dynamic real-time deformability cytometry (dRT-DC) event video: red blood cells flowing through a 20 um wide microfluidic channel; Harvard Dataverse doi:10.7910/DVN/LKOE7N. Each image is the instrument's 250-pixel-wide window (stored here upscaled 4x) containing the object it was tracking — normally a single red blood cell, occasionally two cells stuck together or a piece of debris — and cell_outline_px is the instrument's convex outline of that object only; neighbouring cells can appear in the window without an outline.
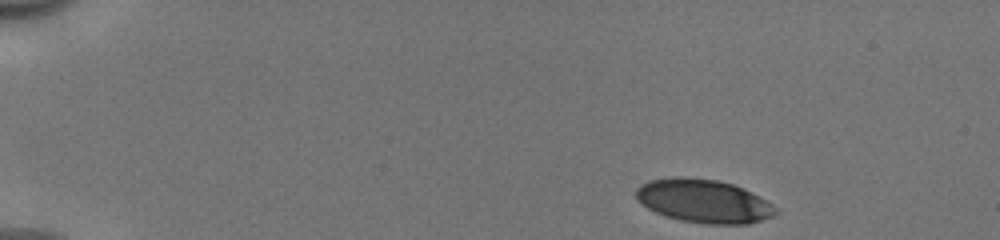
{"species": "human", "species_latin": "Homo sapiens", "temperature_condition": "cold", "stored_images_in_passage": 46, "camera_frame_rate_fps": 3000, "um_per_image_px": 0.085, "donor": {"sex": "male"}, "frame": {"image": 1, "passage_image": 1, "time_ms": 0.0, "image_size_px": [1000, 240], "cell_outline_px": [[780, 212], [772, 216], [748, 224], [708, 224], [680, 220], [656, 212], [648, 208], [636, 200], [636, 188], [640, 184], [648, 180], [672, 176], [684, 176], [716, 180], [732, 184], [744, 188], [772, 204]], "centroid_in_image_um": [59.79, 17.07], "position_along_channel_um": 25.2, "area_um2": 35.43}}
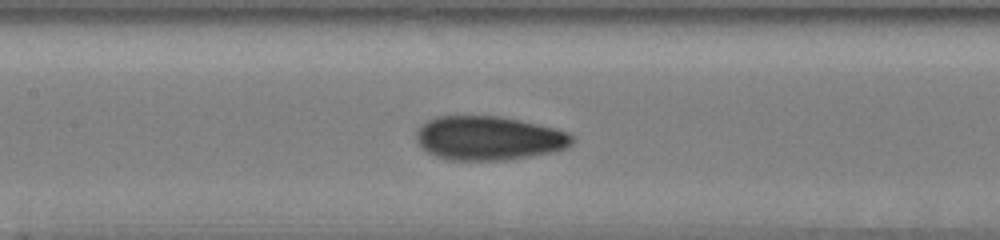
{"frame": {"image": 2, "passage_image": 20, "time_ms": 6.333, "image_size_px": [1000, 240], "cell_outline_px": [[572, 144], [568, 148], [528, 156], [504, 160], [448, 160], [436, 156], [428, 152], [416, 140], [416, 132], [420, 124], [436, 116], [500, 116], [520, 120], [556, 128], [568, 132], [572, 136]], "centroid_in_image_um": [41.52, 11.73], "position_along_channel_um": 165.9, "area_um2": 39.88}}
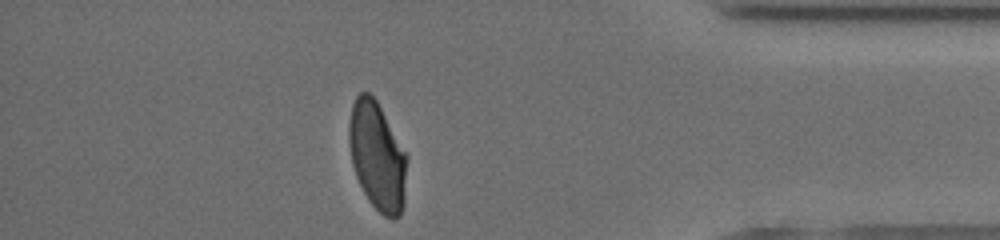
{"frame": {"image": 3, "passage_image": 40, "time_ms": 13.0, "image_size_px": [1000, 240], "cell_outline_px": [[408, 156], [404, 204], [400, 216], [396, 220], [392, 220], [384, 216], [368, 200], [356, 176], [352, 164], [348, 140], [348, 124], [352, 104], [356, 96], [360, 92], [368, 92], [376, 100]], "centroid_in_image_um": [32.07, 13.3], "position_along_channel_um": 403.1, "area_um2": 36.82}, "authors_computed_cell_mechanics": {"area_um2": 38.0035, "velocity_mm_per_s": 3.9647, "shape_relaxation_time_tau1_ms": 3.5276, "shape_relaxation_time_tau2_ms": 1.0207, "deformation_change_tau1": 0.1588, "deformation_change_tau2": 0.0671}}